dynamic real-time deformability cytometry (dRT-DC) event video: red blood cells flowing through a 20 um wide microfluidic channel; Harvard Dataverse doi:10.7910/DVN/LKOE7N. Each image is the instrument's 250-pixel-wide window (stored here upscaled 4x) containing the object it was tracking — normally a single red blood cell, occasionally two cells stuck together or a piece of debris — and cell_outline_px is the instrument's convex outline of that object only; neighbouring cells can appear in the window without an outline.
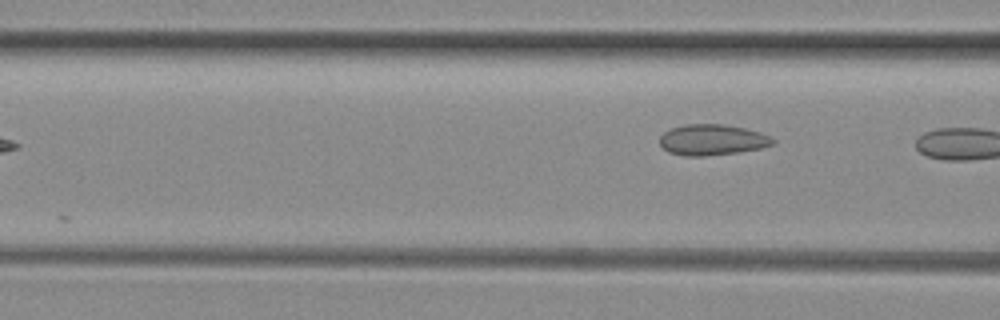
{"species": "common noctule bat (a hibernating species)", "species_latin": "Nyctalus noctula", "temperature_condition": "room temperature", "stored_images_in_passage": 4, "camera_frame_rate_fps": 3000, "um_per_image_px": 0.085, "animal": {"sex": "female", "body_mass_g": 29.2, "forearm_length_mm": 56.3}, "frame": {"image": 1, "passage_image": 4, "time_ms": 1.0, "image_size_px": [1000, 320], "cell_outline_px": [[776, 144], [760, 148], [740, 152], [704, 156], [684, 156], [668, 152], [660, 144], [660, 136], [664, 132], [672, 128], [684, 124], [724, 124], [744, 128], [760, 132], [776, 140]], "centroid_in_image_um": [60.55, 11.89], "position_along_channel_um": 106.1, "area_um2": 20.4}}